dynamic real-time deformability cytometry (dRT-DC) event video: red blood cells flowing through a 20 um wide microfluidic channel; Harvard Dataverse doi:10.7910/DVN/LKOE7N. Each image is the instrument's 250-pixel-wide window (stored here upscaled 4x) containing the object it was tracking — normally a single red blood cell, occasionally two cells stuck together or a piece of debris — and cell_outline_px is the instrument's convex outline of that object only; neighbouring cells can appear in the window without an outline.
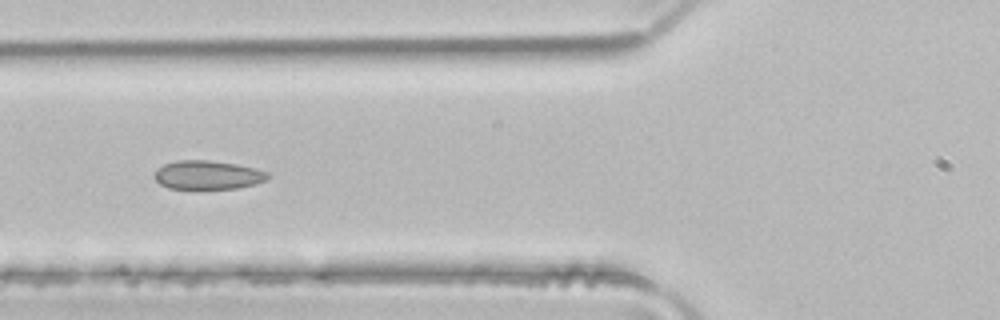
{"species": "common noctule bat (a hibernating species)", "species_latin": "Nyctalus noctula", "temperature_condition": "room temperature", "stored_images_in_passage": 6, "camera_frame_rate_fps": 3000, "um_per_image_px": 0.085, "animal": {"sex": "male", "body_mass_g": 21.5, "forearm_length_mm": 52.0}, "frame": {"image": 1, "passage_image": 6, "time_ms": 1.667, "image_size_px": [1000, 320], "cell_outline_px": [[272, 176], [268, 180], [256, 184], [240, 188], [196, 192], [168, 188], [160, 184], [152, 176], [164, 164], [176, 160], [208, 160], [236, 164], [268, 172]], "centroid_in_image_um": [17.66, 14.94], "position_along_channel_um": 108.1, "area_um2": 20.0}}